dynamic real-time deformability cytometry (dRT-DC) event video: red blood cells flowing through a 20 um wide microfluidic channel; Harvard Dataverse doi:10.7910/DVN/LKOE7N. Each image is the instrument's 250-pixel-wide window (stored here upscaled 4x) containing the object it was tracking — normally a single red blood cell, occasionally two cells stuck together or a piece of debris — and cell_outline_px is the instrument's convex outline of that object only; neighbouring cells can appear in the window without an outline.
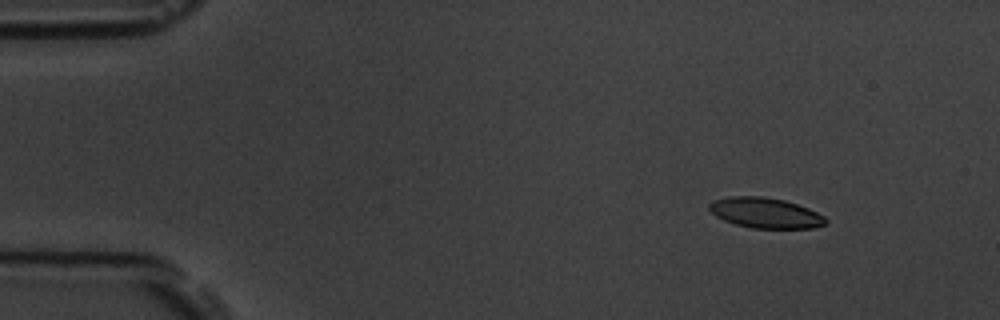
{"species": "common noctule bat (a hibernating species)", "species_latin": "Nyctalus noctula", "temperature_condition": "room temperature", "stored_images_in_passage": 4, "camera_frame_rate_fps": 3000, "um_per_image_px": 0.085, "animal": {"sex": "male", "body_mass_g": 19.5, "forearm_length_mm": 54.6}, "frame": {"image": 1, "passage_image": 1, "time_ms": 0.0, "image_size_px": [1000, 320], "cell_outline_px": [[828, 220], [824, 224], [812, 228], [752, 228], [736, 224], [724, 220], [716, 216], [708, 208], [708, 204], [712, 200], [728, 196], [764, 196], [784, 200], [808, 208], [824, 216]], "centroid_in_image_um": [65.02, 18.08], "position_along_channel_um": 20.0, "area_um2": 20.58}}
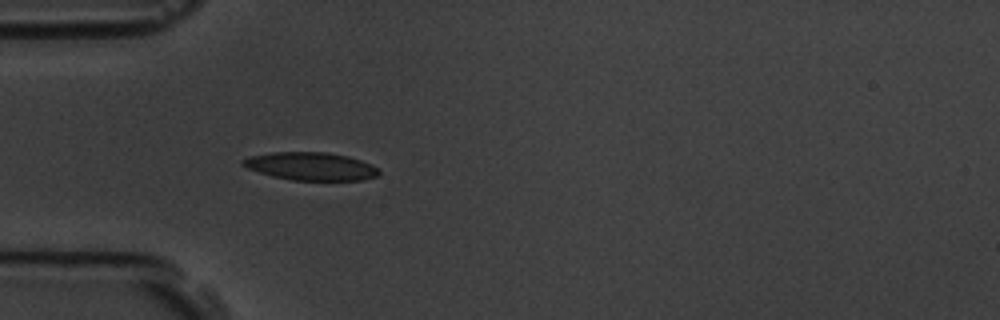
{"frame": {"image": 2, "passage_image": 4, "time_ms": 3.333, "image_size_px": [1000, 320], "cell_outline_px": [[380, 172], [376, 176], [360, 180], [292, 180], [272, 176], [248, 168], [240, 164], [240, 160], [248, 156], [272, 152], [324, 152], [348, 156], [372, 164]], "centroid_in_image_um": [26.38, 14.12], "position_along_channel_um": 58.6, "area_um2": 22.08}}